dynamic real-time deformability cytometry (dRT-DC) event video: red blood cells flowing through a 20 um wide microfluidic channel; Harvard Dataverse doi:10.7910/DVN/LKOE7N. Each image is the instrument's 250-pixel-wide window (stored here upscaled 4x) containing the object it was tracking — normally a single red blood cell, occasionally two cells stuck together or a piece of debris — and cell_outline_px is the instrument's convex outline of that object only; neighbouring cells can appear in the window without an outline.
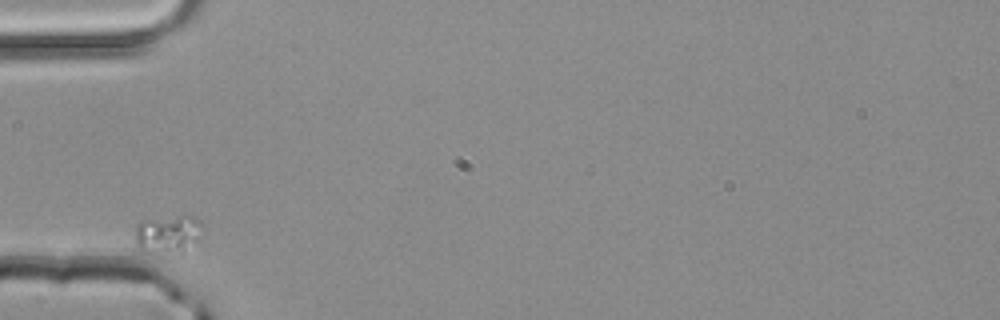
{"species": "common noctule bat (a hibernating species)", "species_latin": "Nyctalus noctula", "temperature_condition": "room temperature", "stored_images_in_passage": 1, "camera_frame_rate_fps": 3000, "um_per_image_px": 0.085, "animal": {"sex": "male", "body_mass_g": 20.4}, "frame": {"image": 1, "passage_image": 1, "time_ms": 0.0, "image_size_px": [1000, 320], "cell_outline_px": [[204, 228], [196, 240], [180, 252], [140, 248], [136, 244], [136, 224], [140, 220], [188, 212], [204, 224]], "centroid_in_image_um": [14.32, 19.74], "position_along_channel_um": 70.7, "area_um2": 14.8}}